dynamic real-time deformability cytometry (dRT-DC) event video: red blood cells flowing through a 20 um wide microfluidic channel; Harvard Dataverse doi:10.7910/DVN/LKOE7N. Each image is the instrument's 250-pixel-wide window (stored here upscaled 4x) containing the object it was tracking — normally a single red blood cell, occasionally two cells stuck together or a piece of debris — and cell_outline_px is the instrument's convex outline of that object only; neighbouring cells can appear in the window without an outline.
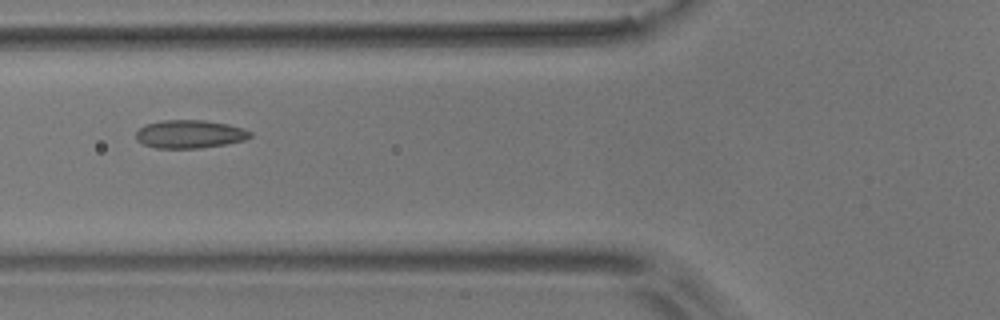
{"species": "common noctule bat (a hibernating species)", "species_latin": "Nyctalus noctula", "temperature_condition": "room temperature", "stored_images_in_passage": 8, "camera_frame_rate_fps": 3000, "um_per_image_px": 0.085, "animal": {"sex": "male", "body_mass_g": 17.9}, "frame": {"image": 1, "passage_image": 3, "time_ms": 2.333, "image_size_px": [1000, 320], "cell_outline_px": [[252, 136], [244, 140], [228, 144], [200, 148], [156, 148], [144, 144], [136, 140], [136, 132], [144, 124], [164, 120], [204, 120], [228, 124], [244, 128], [252, 132]], "centroid_in_image_um": [16.15, 11.4], "position_along_channel_um": 109.7, "area_um2": 18.9}}
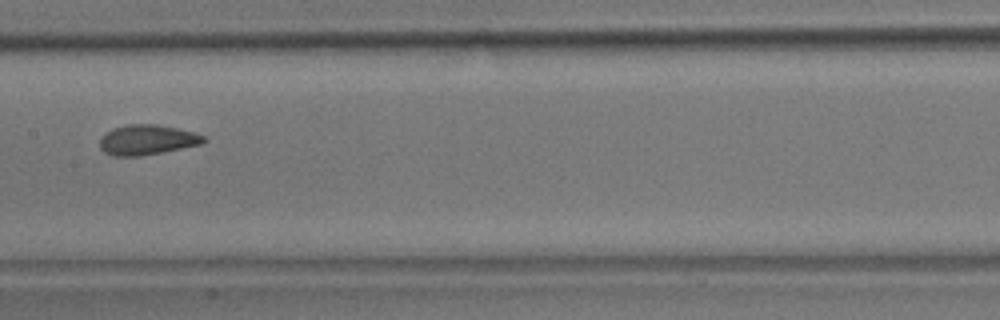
{"frame": {"image": 2, "passage_image": 5, "time_ms": 4.667, "image_size_px": [1000, 320], "cell_outline_px": [[208, 140], [204, 144], [140, 156], [112, 156], [104, 152], [100, 148], [100, 136], [112, 128], [128, 124], [156, 124], [176, 128], [192, 132], [204, 136]], "centroid_in_image_um": [12.49, 11.89], "position_along_channel_um": 194.9, "area_um2": 18.32}}
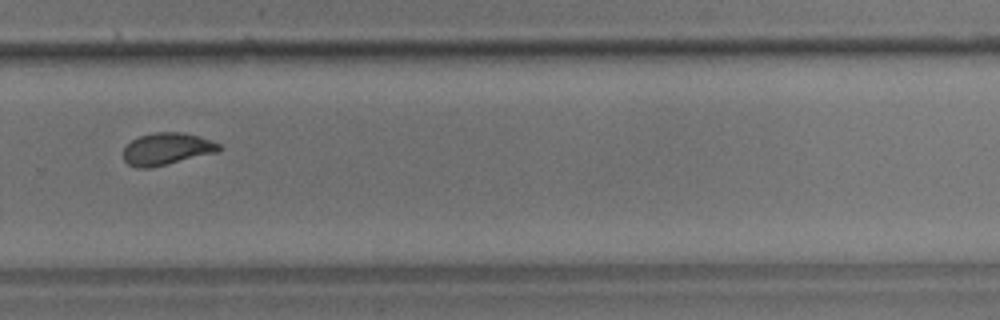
{"frame": {"image": 3, "passage_image": 8, "time_ms": 8.0, "image_size_px": [1000, 320], "cell_outline_px": [[224, 148], [216, 152], [152, 168], [136, 168], [128, 164], [124, 160], [124, 148], [132, 140], [140, 136], [152, 132], [180, 132], [200, 136], [220, 144]], "centroid_in_image_um": [14.18, 12.66], "position_along_channel_um": 315.6, "area_um2": 17.92}}